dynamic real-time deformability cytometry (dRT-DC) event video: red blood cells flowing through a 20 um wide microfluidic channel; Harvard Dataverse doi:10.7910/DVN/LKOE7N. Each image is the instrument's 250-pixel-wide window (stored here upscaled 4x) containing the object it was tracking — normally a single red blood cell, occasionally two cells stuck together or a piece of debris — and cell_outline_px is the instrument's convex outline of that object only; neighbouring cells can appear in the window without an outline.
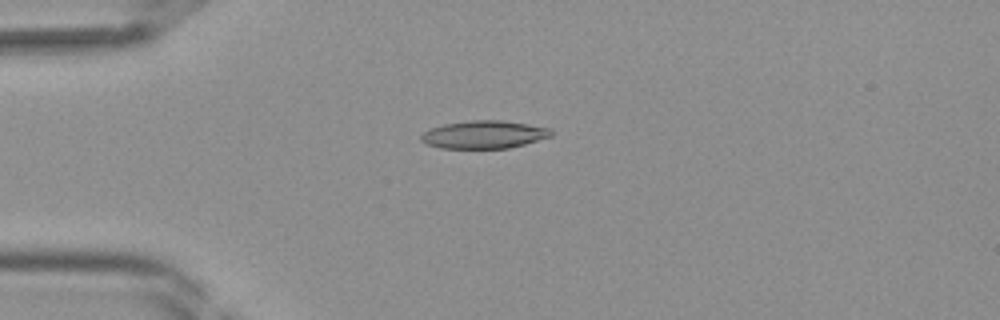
{"species": "Egyptian fruit bat (a non-hibernating species)", "species_latin": "Rousettus aegyptiacus", "temperature_condition": "room temperature", "stored_images_in_passage": 42, "camera_frame_rate_fps": 3000, "um_per_image_px": 0.085, "frame": {"image": 1, "passage_image": 11, "time_ms": 3.333, "image_size_px": [1000, 320], "cell_outline_px": [[552, 136], [524, 144], [508, 148], [440, 148], [428, 144], [420, 140], [420, 136], [424, 132], [432, 128], [444, 124], [472, 120], [500, 120], [528, 124], [552, 128]], "centroid_in_image_um": [41.16, 11.43], "position_along_channel_um": 43.8, "area_um2": 20.98}}
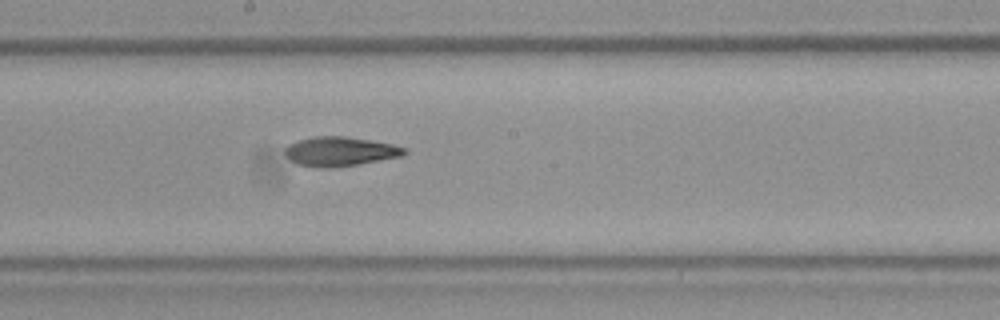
{"frame": {"image": 2, "passage_image": 23, "time_ms": 7.333, "image_size_px": [1000, 320], "cell_outline_px": [[408, 152], [404, 156], [332, 168], [320, 168], [296, 164], [284, 152], [284, 148], [288, 144], [312, 136], [344, 136], [372, 140], [392, 144], [408, 148]], "centroid_in_image_um": [28.93, 12.87], "position_along_channel_um": 219.3, "area_um2": 20.52}}
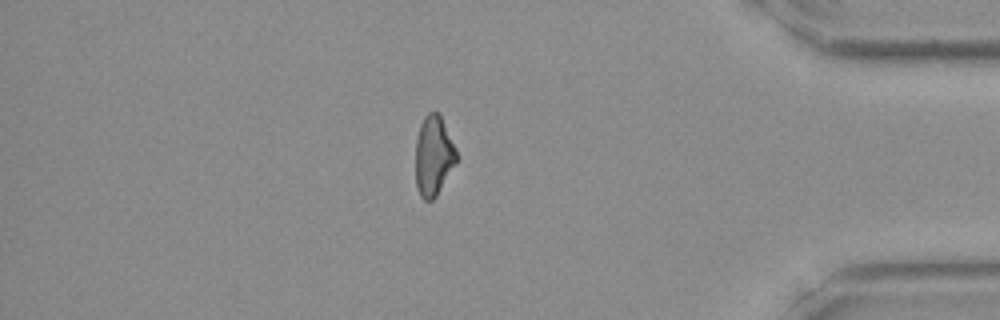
{"frame": {"image": 3, "passage_image": 36, "time_ms": 11.667, "image_size_px": [1000, 320], "cell_outline_px": [[460, 156], [436, 196], [432, 200], [424, 200], [420, 196], [416, 188], [416, 140], [420, 124], [424, 116], [428, 112], [440, 112]], "centroid_in_image_um": [36.87, 13.21], "position_along_channel_um": 398.3, "area_um2": 19.42}}